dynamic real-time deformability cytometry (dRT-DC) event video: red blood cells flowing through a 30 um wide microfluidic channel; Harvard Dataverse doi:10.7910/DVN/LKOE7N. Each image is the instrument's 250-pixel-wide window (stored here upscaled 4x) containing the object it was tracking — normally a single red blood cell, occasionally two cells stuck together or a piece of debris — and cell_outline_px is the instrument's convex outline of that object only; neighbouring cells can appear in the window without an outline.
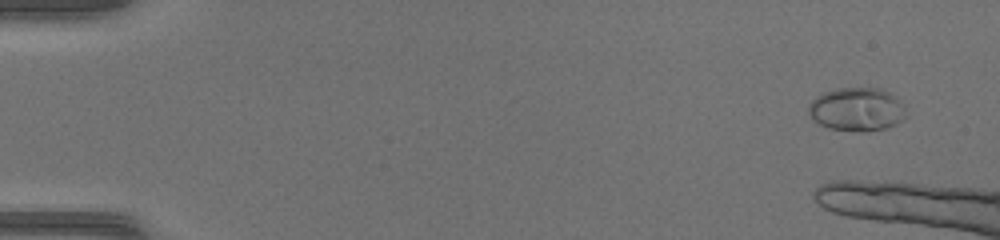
{"species": "common noctule bat (a hibernating species)", "species_latin": "Nyctalus noctula", "temperature_condition": "warm", "stored_images_in_passage": 8, "camera_frame_rate_fps": 3000, "um_per_image_px": 0.085, "animal": {"sex": "female", "body_mass_g": 17.0, "forearm_length_mm": 48.0}, "frame": {"image": 1, "passage_image": 4, "time_ms": 1.0, "image_size_px": [1000, 240], "cell_outline_px": [[908, 116], [904, 120], [888, 128], [868, 132], [860, 132], [828, 128], [812, 120], [808, 112], [808, 104], [820, 92], [836, 88], [880, 88], [888, 92], [904, 104]], "centroid_in_image_um": [72.84, 9.3], "position_along_channel_um": 12.2, "area_um2": 25.32}}